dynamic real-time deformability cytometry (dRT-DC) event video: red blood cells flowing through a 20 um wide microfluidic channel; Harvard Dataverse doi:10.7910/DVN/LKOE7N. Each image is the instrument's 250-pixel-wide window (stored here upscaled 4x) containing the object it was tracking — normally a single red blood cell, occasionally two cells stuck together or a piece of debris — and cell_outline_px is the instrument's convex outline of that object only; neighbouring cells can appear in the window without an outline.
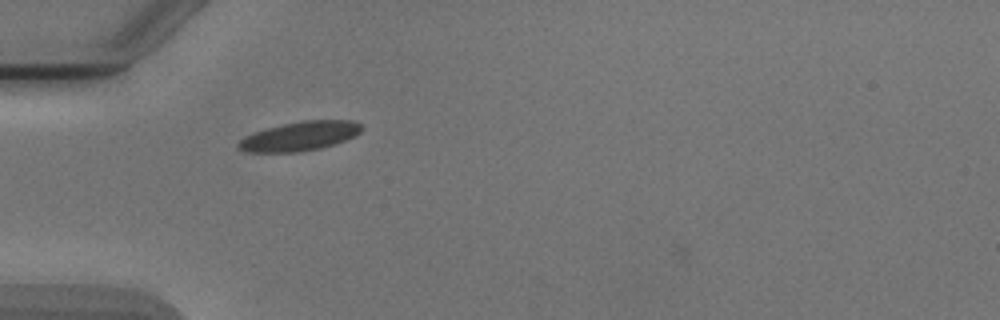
{"species": "Egyptian fruit bat (a non-hibernating species)", "species_latin": "Rousettus aegyptiacus", "temperature_condition": "cold", "stored_images_in_passage": 1, "camera_frame_rate_fps": 3000, "um_per_image_px": 0.085, "animal": {"sex": "male"}, "frame": {"image": 1, "passage_image": 1, "time_ms": 0.0, "image_size_px": [1000, 320], "cell_outline_px": [[364, 128], [356, 136], [320, 148], [296, 152], [248, 152], [236, 148], [236, 144], [240, 140], [256, 132], [268, 128], [300, 120], [352, 120], [360, 124]], "centroid_in_image_um": [25.5, 11.57], "position_along_channel_um": 59.5, "area_um2": 20.75}}